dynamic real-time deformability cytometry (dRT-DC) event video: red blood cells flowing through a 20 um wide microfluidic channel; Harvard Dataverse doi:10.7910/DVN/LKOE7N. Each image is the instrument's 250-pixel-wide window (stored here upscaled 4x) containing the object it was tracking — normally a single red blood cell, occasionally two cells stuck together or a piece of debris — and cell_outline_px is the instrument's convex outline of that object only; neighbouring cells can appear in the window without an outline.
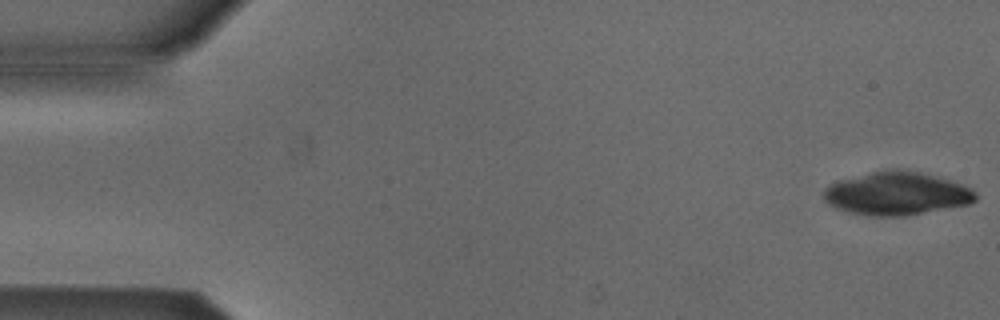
{"species": "Egyptian fruit bat (a non-hibernating species)", "species_latin": "Rousettus aegyptiacus", "temperature_condition": "cold", "stored_images_in_passage": 5, "segment_of_instrument_passage": [1, 2], "camera_frame_rate_fps": 3000, "um_per_image_px": 0.085, "animal": {"sex": "male"}, "frame": {"image": 1, "passage_image": 1, "time_ms": 0.0, "image_size_px": [1000, 320], "cell_outline_px": [[976, 200], [968, 204], [904, 216], [872, 216], [848, 212], [836, 208], [828, 204], [824, 200], [824, 188], [836, 180], [884, 168], [900, 168], [920, 172], [936, 176], [972, 188], [976, 192]], "centroid_in_image_um": [76.16, 16.42], "position_along_channel_um": 8.8, "area_um2": 38.55}}